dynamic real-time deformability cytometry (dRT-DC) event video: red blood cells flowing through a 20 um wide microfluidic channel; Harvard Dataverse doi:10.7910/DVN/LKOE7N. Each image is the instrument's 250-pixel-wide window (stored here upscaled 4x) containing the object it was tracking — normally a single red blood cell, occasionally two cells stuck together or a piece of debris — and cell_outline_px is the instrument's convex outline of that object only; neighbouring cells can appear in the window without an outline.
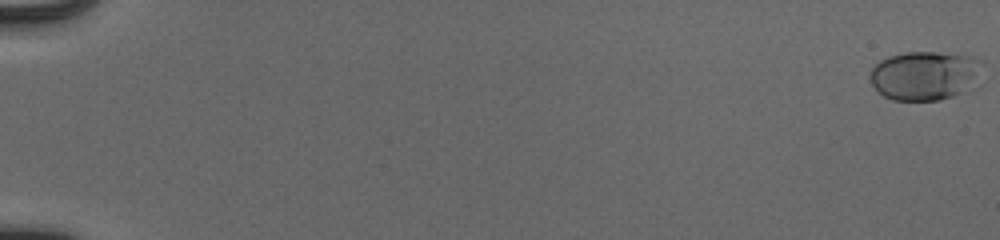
{"species": "human", "species_latin": "Homo sapiens", "temperature_condition": "cold", "stored_images_in_passage": 55, "camera_frame_rate_fps": 3000, "um_per_image_px": 0.085, "donor": {"sex": "male"}, "frame": {"image": 1, "passage_image": 1, "time_ms": 0.0, "image_size_px": [1000, 240], "cell_outline_px": [[984, 60], [972, 84], [968, 88], [952, 96], [940, 100], [892, 100], [876, 92], [868, 76], [872, 68], [880, 60], [888, 56], [908, 52], [936, 52], [972, 56]], "centroid_in_image_um": [78.54, 6.41], "position_along_channel_um": 6.5, "area_um2": 31.96}}
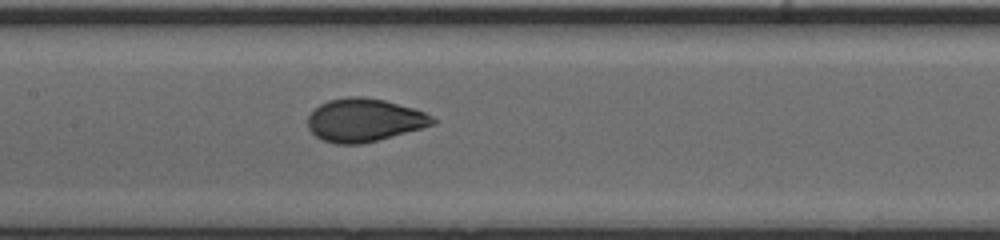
{"frame": {"image": 2, "passage_image": 30, "time_ms": 9.667, "image_size_px": [1000, 240], "cell_outline_px": [[440, 120], [436, 124], [424, 128], [364, 144], [336, 144], [320, 140], [308, 128], [308, 116], [320, 104], [328, 100], [348, 96], [364, 96], [384, 100], [412, 108], [424, 112]], "centroid_in_image_um": [30.99, 10.22], "position_along_channel_um": 176.4, "area_um2": 31.73}}
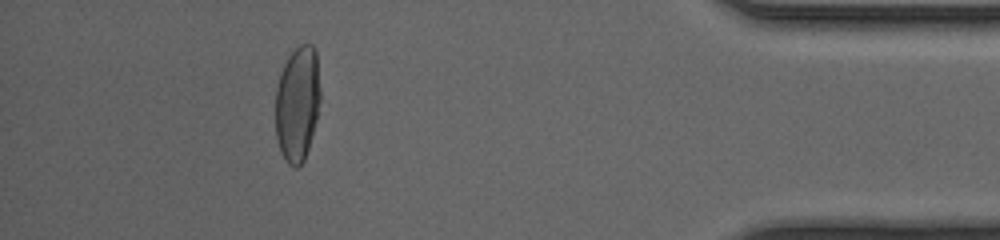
{"frame": {"image": 3, "passage_image": 51, "time_ms": 16.667, "image_size_px": [1000, 240], "cell_outline_px": [[320, 100], [316, 120], [308, 148], [304, 160], [296, 168], [292, 168], [288, 164], [280, 152], [276, 140], [276, 88], [280, 72], [288, 56], [300, 44], [312, 44], [316, 48], [320, 92]], "centroid_in_image_um": [25.27, 8.81], "position_along_channel_um": 409.9, "area_um2": 30.35}, "authors_computed_cell_mechanics": {"area_um2": 30.5762, "velocity_mm_per_s": 3.9353, "shape_relaxation_time_tau1_ms": 5.2638, "shape_relaxation_time_tau2_ms": null, "deformation_change_tau1": 0.2, "deformation_change_tau2": null}}